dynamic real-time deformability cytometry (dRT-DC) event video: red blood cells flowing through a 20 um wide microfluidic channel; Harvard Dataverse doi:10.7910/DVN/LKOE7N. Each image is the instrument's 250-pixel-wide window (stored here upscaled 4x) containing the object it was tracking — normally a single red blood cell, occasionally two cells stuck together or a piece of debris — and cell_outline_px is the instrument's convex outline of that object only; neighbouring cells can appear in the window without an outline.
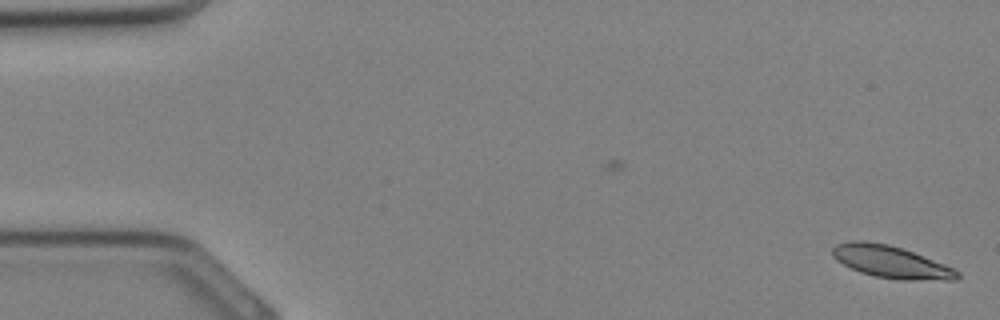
{"species": "Egyptian fruit bat (a non-hibernating species)", "species_latin": "Rousettus aegyptiacus", "temperature_condition": "cold", "stored_images_in_passage": 4, "camera_frame_rate_fps": 3000, "um_per_image_px": 0.085, "animal": {"sex": "female"}, "frame": {"image": 1, "passage_image": 4, "time_ms": 1.0, "image_size_px": [1000, 320], "cell_outline_px": [[960, 276], [956, 280], [900, 280], [876, 276], [860, 272], [836, 260], [832, 256], [832, 248], [836, 244], [848, 240], [868, 240], [888, 244], [912, 252], [944, 264], [960, 272]], "centroid_in_image_um": [75.7, 22.25], "position_along_channel_um": 9.3, "area_um2": 23.41}}